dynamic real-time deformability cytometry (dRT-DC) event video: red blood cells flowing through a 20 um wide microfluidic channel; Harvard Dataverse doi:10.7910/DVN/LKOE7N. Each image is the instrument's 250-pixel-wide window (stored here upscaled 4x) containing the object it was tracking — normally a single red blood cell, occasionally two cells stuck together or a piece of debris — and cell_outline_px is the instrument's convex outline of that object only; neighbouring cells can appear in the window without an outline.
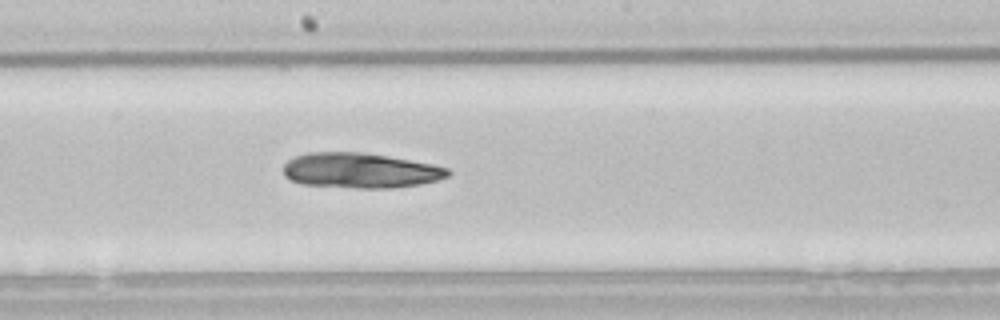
{"species": "common noctule bat (a hibernating species)", "species_latin": "Nyctalus noctula", "temperature_condition": "room temperature", "stored_images_in_passage": 37, "camera_frame_rate_fps": 3000, "um_per_image_px": 0.085, "animal": {"sex": "male", "body_mass_g": 21.5, "forearm_length_mm": 52.0}, "frame": {"image": 1, "passage_image": 13, "time_ms": 4.0, "image_size_px": [1000, 320], "cell_outline_px": [[452, 172], [448, 176], [440, 180], [420, 184], [392, 188], [356, 188], [300, 184], [288, 180], [284, 176], [284, 164], [288, 160], [296, 156], [308, 152], [360, 152], [388, 156], [432, 164], [448, 168]], "centroid_in_image_um": [30.62, 14.5], "position_along_channel_um": 217.6, "area_um2": 33.93}}